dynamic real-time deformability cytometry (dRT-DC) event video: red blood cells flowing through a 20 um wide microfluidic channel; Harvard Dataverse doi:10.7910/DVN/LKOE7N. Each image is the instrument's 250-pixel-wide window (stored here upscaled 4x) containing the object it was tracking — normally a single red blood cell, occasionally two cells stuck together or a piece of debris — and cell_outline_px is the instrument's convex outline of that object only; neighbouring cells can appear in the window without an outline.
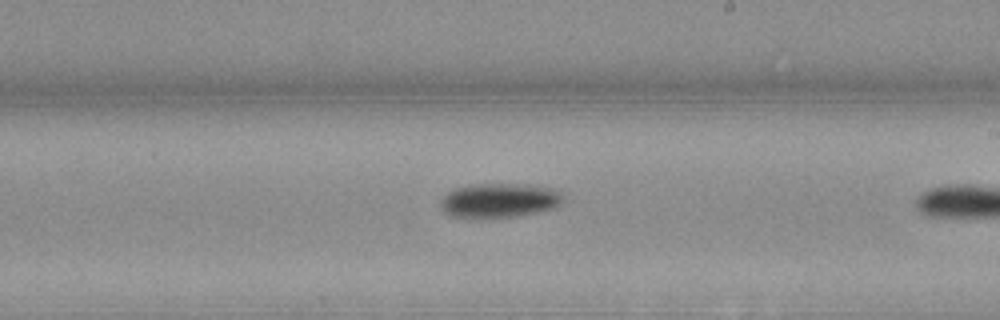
{"species": "Egyptian fruit bat (a non-hibernating species)", "species_latin": "Rousettus aegyptiacus", "temperature_condition": "warm", "stored_images_in_passage": 27, "camera_frame_rate_fps": 3000, "um_per_image_px": 0.085, "animal": {"sex": "female"}, "frame": {"image": 1, "passage_image": 16, "time_ms": 5.0, "image_size_px": [1000, 320], "cell_outline_px": [[560, 204], [552, 208], [536, 212], [516, 216], [448, 216], [444, 212], [440, 204], [440, 200], [448, 192], [456, 188], [472, 184], [532, 184], [560, 188]], "centroid_in_image_um": [42.46, 16.99], "position_along_channel_um": 246.5, "area_um2": 24.22}}